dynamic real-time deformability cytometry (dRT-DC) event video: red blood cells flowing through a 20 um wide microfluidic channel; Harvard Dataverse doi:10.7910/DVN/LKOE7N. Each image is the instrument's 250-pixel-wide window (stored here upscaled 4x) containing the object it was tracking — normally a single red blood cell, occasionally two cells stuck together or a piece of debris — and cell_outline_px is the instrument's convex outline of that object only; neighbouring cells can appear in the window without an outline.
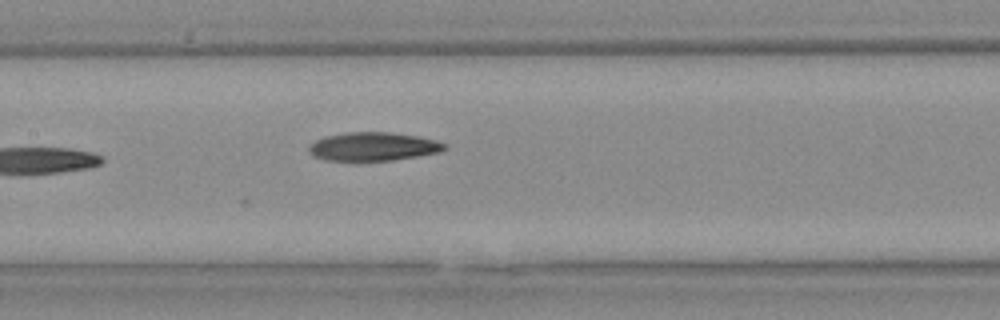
{"species": "Egyptian fruit bat (a non-hibernating species)", "species_latin": "Rousettus aegyptiacus", "temperature_condition": "warm", "stored_images_in_passage": 13, "camera_frame_rate_fps": 3000, "um_per_image_px": 0.085, "animal": {"sex": "female"}, "frame": {"image": 1, "passage_image": 13, "time_ms": 4.0, "image_size_px": [1000, 320], "cell_outline_px": [[448, 148], [440, 152], [392, 160], [324, 160], [312, 156], [308, 152], [308, 148], [316, 140], [328, 136], [344, 132], [392, 132], [416, 136], [436, 140], [448, 144]], "centroid_in_image_um": [31.74, 12.45], "position_along_channel_um": 175.7, "area_um2": 22.48}}